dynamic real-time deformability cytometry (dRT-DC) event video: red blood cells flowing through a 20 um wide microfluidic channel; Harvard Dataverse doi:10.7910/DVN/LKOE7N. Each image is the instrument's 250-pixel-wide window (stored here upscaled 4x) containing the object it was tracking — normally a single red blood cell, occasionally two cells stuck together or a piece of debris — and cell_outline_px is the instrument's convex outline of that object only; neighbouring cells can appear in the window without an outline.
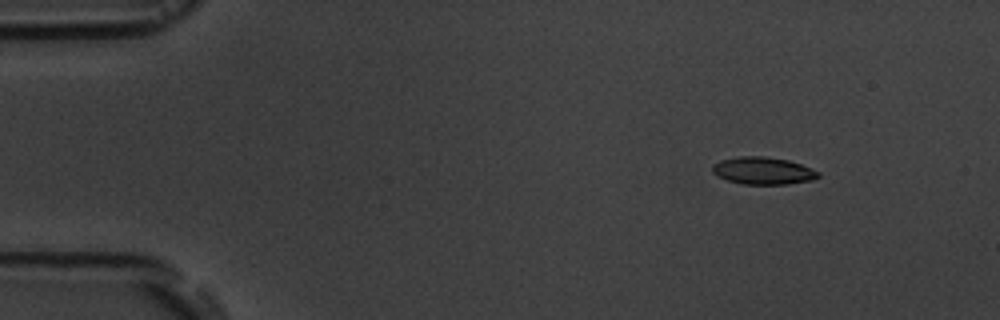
{"species": "common noctule bat (a hibernating species)", "species_latin": "Nyctalus noctula", "temperature_condition": "room temperature", "stored_images_in_passage": 8, "camera_frame_rate_fps": 3000, "um_per_image_px": 0.085, "animal": {"sex": "male", "body_mass_g": 19.5, "forearm_length_mm": 54.6}, "frame": {"image": 1, "passage_image": 1, "time_ms": 0.0, "image_size_px": [1000, 320], "cell_outline_px": [[820, 176], [812, 180], [788, 184], [740, 184], [716, 176], [712, 172], [712, 164], [720, 160], [740, 156], [764, 156], [788, 160], [800, 164], [820, 172]], "centroid_in_image_um": [64.83, 14.51], "position_along_channel_um": 20.2, "area_um2": 16.94}}
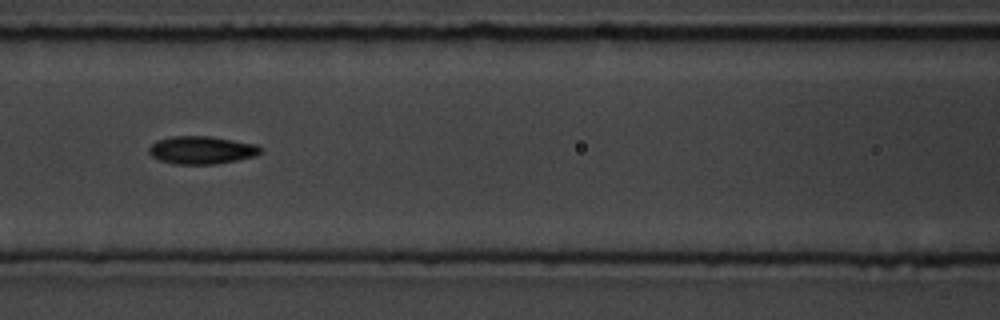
{"frame": {"image": 2, "passage_image": 6, "time_ms": 6.0, "image_size_px": [1000, 320], "cell_outline_px": [[264, 148], [256, 156], [216, 164], [172, 164], [160, 160], [152, 156], [148, 152], [148, 148], [156, 140], [172, 136], [208, 136], [256, 144]], "centroid_in_image_um": [17.13, 12.76], "position_along_channel_um": 149.5, "area_um2": 18.15}}
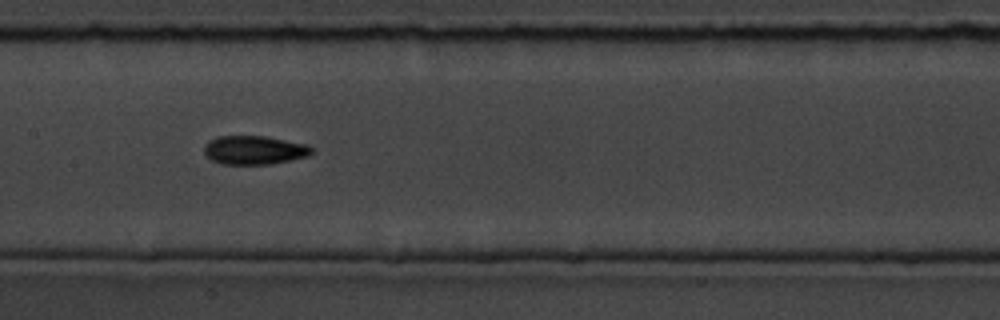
{"frame": {"image": 3, "passage_image": 7, "time_ms": 7.0, "image_size_px": [1000, 320], "cell_outline_px": [[312, 152], [308, 156], [272, 164], [220, 164], [212, 160], [204, 152], [204, 144], [208, 140], [216, 136], [264, 136], [308, 144], [312, 148]], "centroid_in_image_um": [21.59, 12.75], "position_along_channel_um": 185.8, "area_um2": 18.09}}